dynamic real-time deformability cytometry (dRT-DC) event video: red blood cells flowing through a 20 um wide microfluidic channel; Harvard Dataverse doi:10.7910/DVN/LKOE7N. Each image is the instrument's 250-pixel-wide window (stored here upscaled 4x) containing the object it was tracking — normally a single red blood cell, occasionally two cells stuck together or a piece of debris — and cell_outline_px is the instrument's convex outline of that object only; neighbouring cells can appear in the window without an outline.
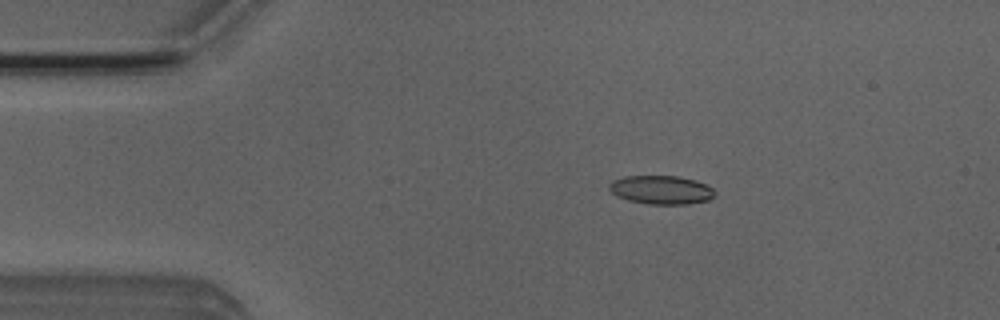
{"species": "Egyptian fruit bat (a non-hibernating species)", "species_latin": "Rousettus aegyptiacus", "temperature_condition": "room temperature", "stored_images_in_passage": 9, "camera_frame_rate_fps": 3000, "um_per_image_px": 0.085, "animal": {"sex": "male"}, "frame": {"image": 1, "passage_image": 3, "time_ms": 0.667, "image_size_px": [1000, 320], "cell_outline_px": [[716, 196], [708, 200], [688, 204], [648, 204], [628, 200], [616, 196], [608, 188], [608, 184], [612, 180], [624, 176], [680, 176], [696, 180], [708, 184], [716, 192]], "centroid_in_image_um": [56.22, 16.13], "position_along_channel_um": 28.8, "area_um2": 17.92}}
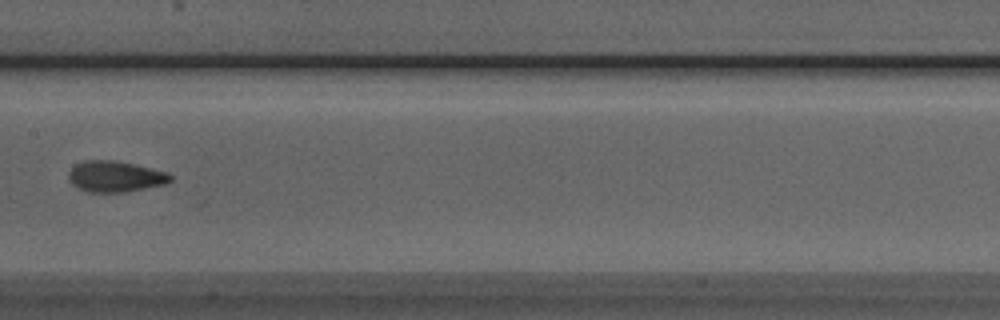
{"frame": {"image": 2, "passage_image": 8, "time_ms": 2.333, "image_size_px": [1000, 320], "cell_outline_px": [[172, 180], [164, 184], [124, 192], [88, 192], [72, 184], [68, 180], [68, 172], [76, 164], [84, 160], [112, 160], [132, 164], [168, 172], [172, 176]], "centroid_in_image_um": [9.77, 15.0], "position_along_channel_um": 197.6, "area_um2": 18.21}}
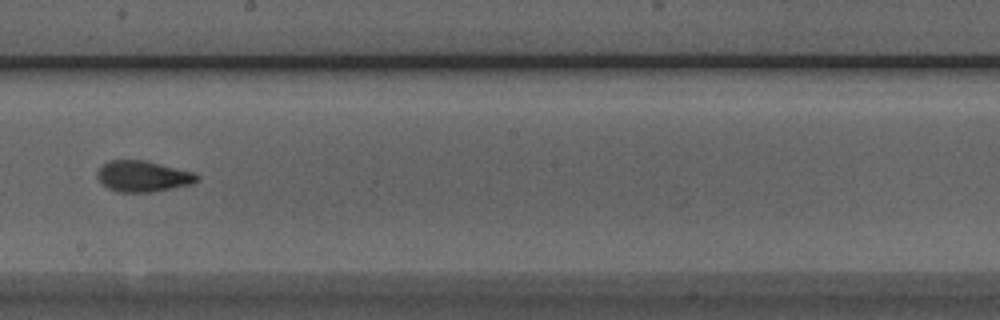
{"frame": {"image": 3, "passage_image": 9, "time_ms": 2.667, "image_size_px": [1000, 320], "cell_outline_px": [[200, 180], [192, 184], [152, 192], [116, 192], [108, 188], [96, 176], [96, 172], [108, 160], [144, 160], [196, 172], [200, 176]], "centroid_in_image_um": [12.19, 14.98], "position_along_channel_um": 236.0, "area_um2": 18.15}}